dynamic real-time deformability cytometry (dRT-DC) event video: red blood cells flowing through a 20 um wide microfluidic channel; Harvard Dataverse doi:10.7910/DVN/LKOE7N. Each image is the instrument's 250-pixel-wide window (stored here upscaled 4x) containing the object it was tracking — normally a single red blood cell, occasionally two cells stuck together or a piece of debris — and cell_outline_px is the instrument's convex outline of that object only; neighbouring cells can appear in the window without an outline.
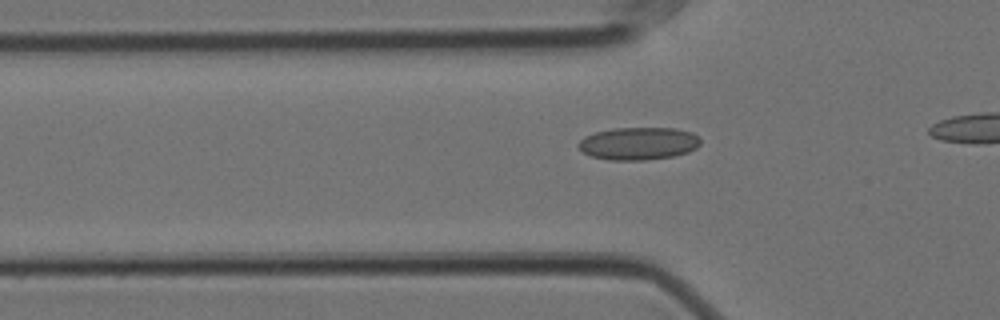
{"species": "Egyptian fruit bat (a non-hibernating species)", "species_latin": "Rousettus aegyptiacus", "temperature_condition": "cold", "stored_images_in_passage": 22, "camera_frame_rate_fps": 3000, "um_per_image_px": 0.085, "animal": {"sex": "female"}, "frame": {"image": 1, "passage_image": 12, "time_ms": 3.667, "image_size_px": [1000, 320], "cell_outline_px": [[700, 144], [696, 148], [688, 152], [672, 156], [644, 160], [608, 160], [592, 156], [584, 152], [576, 144], [584, 136], [596, 132], [612, 128], [676, 128], [692, 132], [700, 140]], "centroid_in_image_um": [54.26, 12.19], "position_along_channel_um": 71.5, "area_um2": 23.18}}
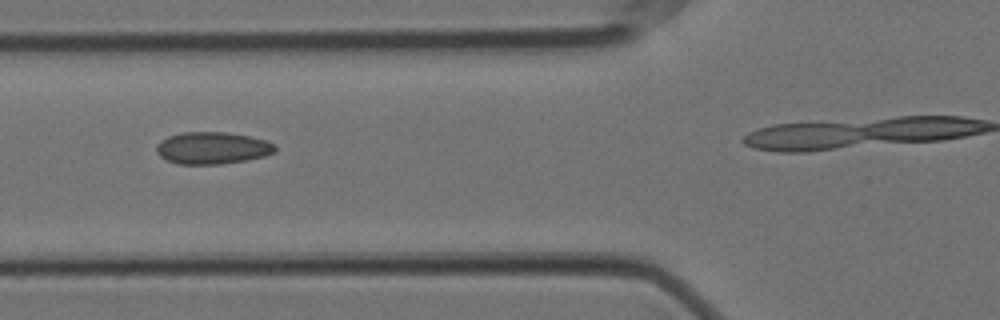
{"frame": {"image": 2, "passage_image": 15, "time_ms": 4.667, "image_size_px": [1000, 320], "cell_outline_px": [[276, 152], [264, 156], [244, 160], [220, 164], [176, 164], [160, 156], [156, 152], [156, 144], [160, 140], [168, 136], [180, 132], [228, 132], [248, 136], [264, 140], [276, 144]], "centroid_in_image_um": [18.02, 12.57], "position_along_channel_um": 107.8, "area_um2": 22.25}}
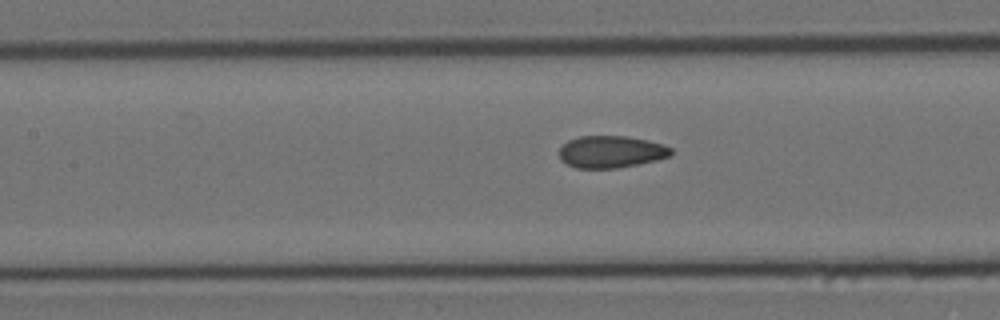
{"frame": {"image": 3, "passage_image": 19, "time_ms": 6.0, "image_size_px": [1000, 320], "cell_outline_px": [[672, 152], [668, 156], [656, 160], [616, 168], [576, 168], [560, 160], [560, 148], [568, 140], [580, 136], [628, 136], [648, 140], [664, 144], [672, 148]], "centroid_in_image_um": [51.94, 12.89], "position_along_channel_um": 155.5, "area_um2": 20.81}}